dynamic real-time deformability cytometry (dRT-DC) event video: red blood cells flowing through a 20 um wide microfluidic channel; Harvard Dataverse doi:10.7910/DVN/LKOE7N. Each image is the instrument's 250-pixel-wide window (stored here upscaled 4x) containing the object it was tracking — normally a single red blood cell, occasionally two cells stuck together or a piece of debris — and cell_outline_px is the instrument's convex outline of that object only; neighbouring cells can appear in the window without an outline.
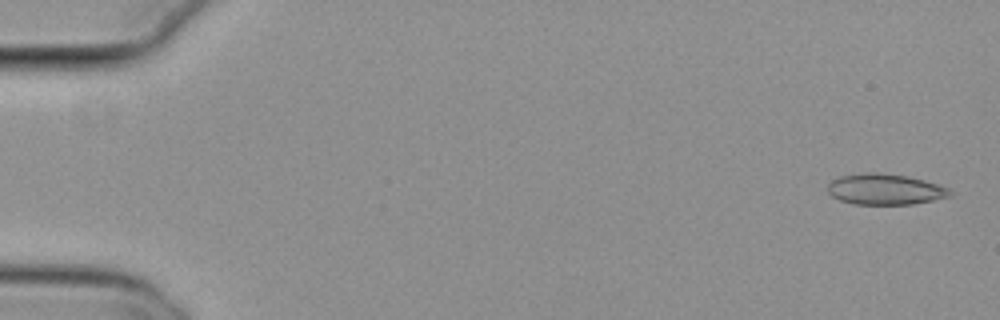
{"species": "common noctule bat (a hibernating species)", "species_latin": "Nyctalus noctula", "temperature_condition": "cold", "stored_images_in_passage": 13, "camera_frame_rate_fps": 3000, "um_per_image_px": 0.085, "animal": {"sex": "female", "body_mass_g": 29.2, "forearm_length_mm": 56.3}, "frame": {"image": 1, "passage_image": 1, "time_ms": 0.0, "image_size_px": [1000, 320], "cell_outline_px": [[952, 196], [912, 204], [856, 204], [840, 200], [832, 196], [828, 192], [828, 184], [832, 180], [840, 176], [872, 172], [880, 172], [904, 176], [924, 180], [948, 188], [952, 192]], "centroid_in_image_um": [75.22, 16.09], "position_along_channel_um": 9.8, "area_um2": 21.73}}